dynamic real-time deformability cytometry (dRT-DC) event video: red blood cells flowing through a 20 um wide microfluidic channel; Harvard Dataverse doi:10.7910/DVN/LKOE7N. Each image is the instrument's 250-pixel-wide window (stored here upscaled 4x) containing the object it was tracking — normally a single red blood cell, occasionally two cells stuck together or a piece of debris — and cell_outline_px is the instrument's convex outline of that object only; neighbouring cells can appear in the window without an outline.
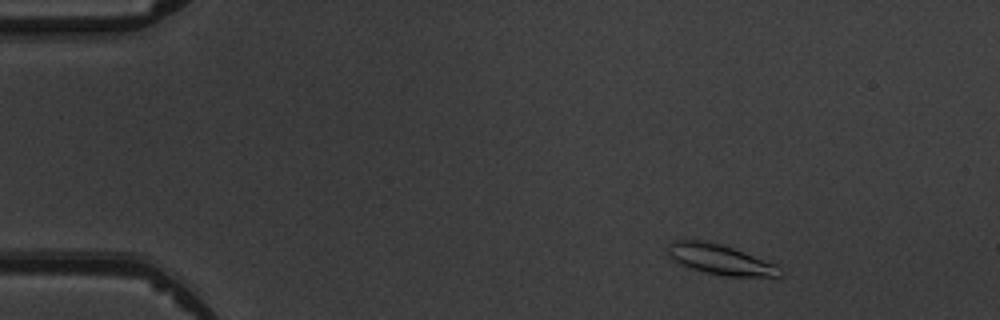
{"species": "common noctule bat (a hibernating species)", "species_latin": "Nyctalus noctula", "temperature_condition": "warm", "stored_images_in_passage": 4, "camera_frame_rate_fps": 3000, "um_per_image_px": 0.085, "animal": {"sex": "male", "body_mass_g": 19.5, "forearm_length_mm": 54.6}, "frame": {"image": 1, "passage_image": 2, "time_ms": 1.333, "image_size_px": [1000, 320], "cell_outline_px": [[784, 276], [728, 276], [708, 272], [692, 268], [676, 260], [668, 252], [668, 244], [672, 240], [704, 240], [720, 244], [732, 248], [776, 264], [784, 272]], "centroid_in_image_um": [61.27, 22.04], "position_along_channel_um": 23.7, "area_um2": 19.13}}